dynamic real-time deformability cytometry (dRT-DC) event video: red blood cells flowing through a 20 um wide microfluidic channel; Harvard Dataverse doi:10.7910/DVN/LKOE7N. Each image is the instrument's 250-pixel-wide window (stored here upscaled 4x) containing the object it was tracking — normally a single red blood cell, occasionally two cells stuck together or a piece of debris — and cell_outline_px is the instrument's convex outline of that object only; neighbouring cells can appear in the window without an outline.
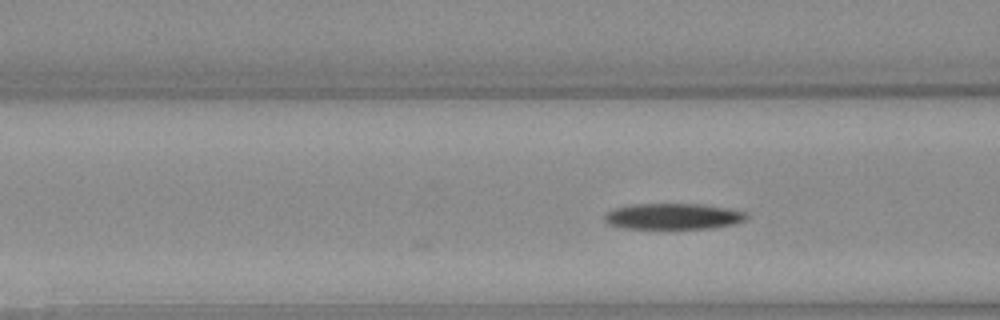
{"species": "Egyptian fruit bat (a non-hibernating species)", "species_latin": "Rousettus aegyptiacus", "temperature_condition": "warm", "stored_images_in_passage": 4, "camera_frame_rate_fps": 3000, "um_per_image_px": 0.085, "animal": {"sex": "female"}, "frame": {"image": 1, "passage_image": 4, "time_ms": 1.0, "image_size_px": [1000, 320], "cell_outline_px": [[748, 216], [744, 220], [732, 224], [712, 228], [624, 228], [608, 224], [604, 220], [604, 216], [608, 212], [616, 208], [632, 204], [700, 204], [724, 208], [744, 212]], "centroid_in_image_um": [57.18, 18.39], "position_along_channel_um": 109.4, "area_um2": 21.1}}